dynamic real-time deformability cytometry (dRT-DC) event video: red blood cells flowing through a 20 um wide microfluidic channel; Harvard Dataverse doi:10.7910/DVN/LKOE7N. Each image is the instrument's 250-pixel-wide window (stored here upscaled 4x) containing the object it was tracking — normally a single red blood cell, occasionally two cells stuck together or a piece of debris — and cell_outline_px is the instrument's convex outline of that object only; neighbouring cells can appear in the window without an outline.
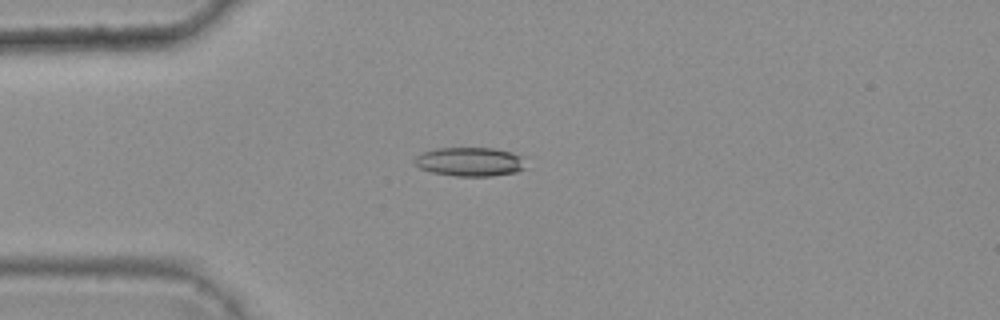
{"species": "common noctule bat (a hibernating species)", "species_latin": "Nyctalus noctula", "temperature_condition": "warm", "stored_images_in_passage": 6, "camera_frame_rate_fps": 3000, "um_per_image_px": 0.085, "animal": {"sex": "female", "body_mass_g": 25.1}, "frame": {"image": 1, "passage_image": 3, "time_ms": 0.667, "image_size_px": [1000, 320], "cell_outline_px": [[528, 168], [516, 172], [492, 176], [456, 176], [432, 172], [420, 168], [416, 164], [416, 156], [424, 152], [436, 148], [496, 148], [512, 152], [520, 156]], "centroid_in_image_um": [39.99, 13.75], "position_along_channel_um": 45.0, "area_um2": 18.73}}
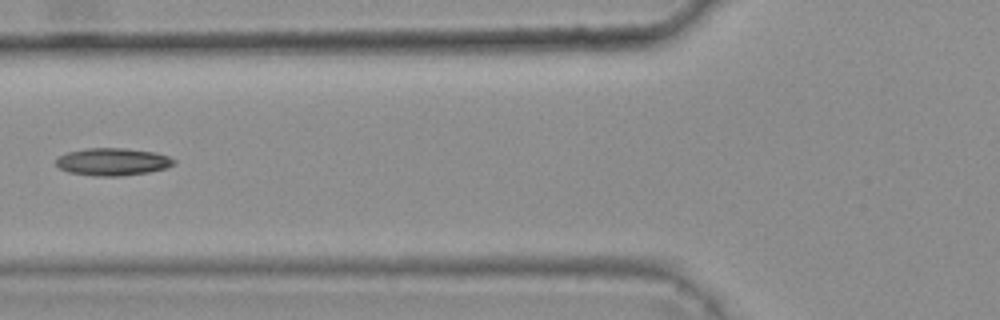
{"frame": {"image": 2, "passage_image": 5, "time_ms": 1.333, "image_size_px": [1000, 320], "cell_outline_px": [[176, 164], [164, 168], [148, 172], [120, 176], [92, 176], [68, 172], [60, 168], [56, 164], [56, 160], [60, 156], [68, 152], [88, 148], [124, 148], [156, 152], [168, 156], [176, 160]], "centroid_in_image_um": [9.59, 13.75], "position_along_channel_um": 116.2, "area_um2": 18.84}}
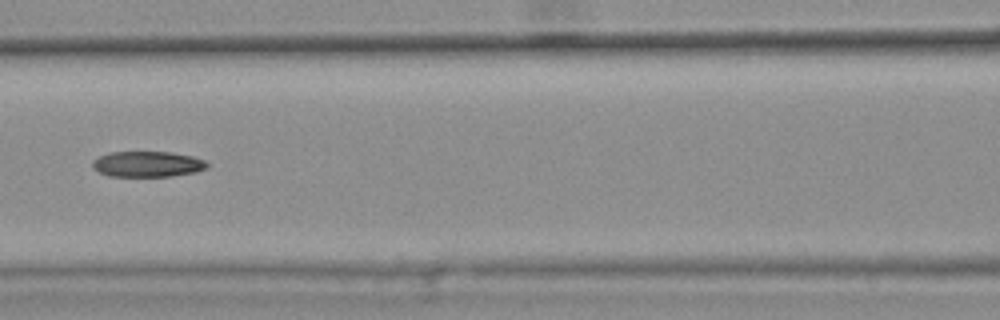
{"frame": {"image": 3, "passage_image": 6, "time_ms": 1.667, "image_size_px": [1000, 320], "cell_outline_px": [[208, 168], [196, 172], [172, 176], [108, 176], [92, 168], [92, 160], [108, 152], [172, 152], [192, 156], [204, 160], [208, 164]], "centroid_in_image_um": [12.53, 13.95], "position_along_channel_um": 154.1, "area_um2": 17.22}}